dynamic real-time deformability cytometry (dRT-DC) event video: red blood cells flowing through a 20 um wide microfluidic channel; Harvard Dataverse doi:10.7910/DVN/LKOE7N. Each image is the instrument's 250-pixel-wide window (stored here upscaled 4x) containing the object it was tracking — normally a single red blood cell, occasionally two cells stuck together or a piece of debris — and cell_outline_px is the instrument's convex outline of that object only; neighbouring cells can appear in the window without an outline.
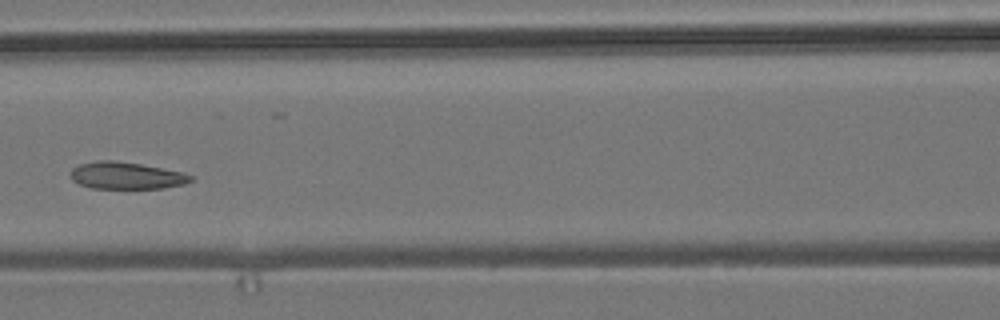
{"species": "common noctule bat (a hibernating species)", "species_latin": "Nyctalus noctula", "temperature_condition": "room temperature", "stored_images_in_passage": 7, "camera_frame_rate_fps": 3000, "um_per_image_px": 0.085, "animal": {"sex": "male", "body_mass_g": 19.2, "forearm_length_mm": 51.8}, "frame": {"image": 1, "passage_image": 7, "time_ms": 2.0, "image_size_px": [1000, 320], "cell_outline_px": [[192, 180], [184, 184], [164, 188], [92, 188], [80, 184], [72, 180], [72, 168], [80, 164], [96, 160], [112, 160], [140, 164], [180, 172], [192, 176]], "centroid_in_image_um": [10.71, 14.92], "position_along_channel_um": 155.9, "area_um2": 18.61}}